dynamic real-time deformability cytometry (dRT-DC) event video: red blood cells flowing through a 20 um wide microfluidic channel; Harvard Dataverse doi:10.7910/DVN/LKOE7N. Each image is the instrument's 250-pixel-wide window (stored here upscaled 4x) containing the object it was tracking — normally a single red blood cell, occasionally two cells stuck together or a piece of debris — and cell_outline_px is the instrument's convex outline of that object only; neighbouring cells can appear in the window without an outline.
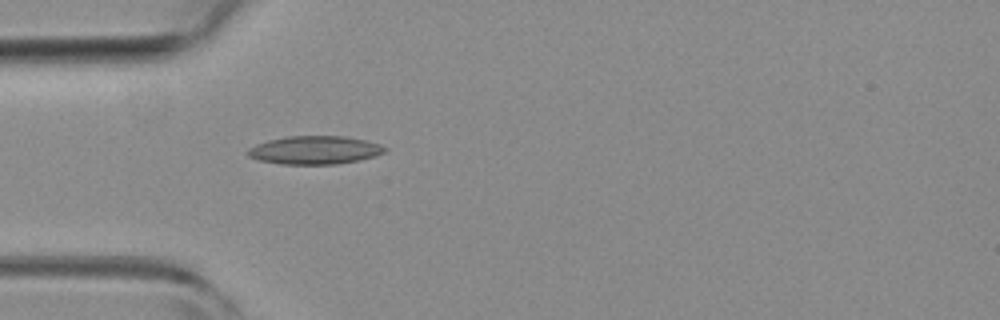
{"species": "common noctule bat (a hibernating species)", "species_latin": "Nyctalus noctula", "temperature_condition": "room temperature", "stored_images_in_passage": 1, "camera_frame_rate_fps": 3000, "um_per_image_px": 0.085, "animal": {"sex": "female", "body_mass_g": 19.3, "forearm_length_mm": 54.1}, "frame": {"image": 1, "passage_image": 1, "time_ms": 0.0, "image_size_px": [1000, 320], "cell_outline_px": [[388, 148], [384, 152], [376, 156], [336, 164], [280, 164], [260, 160], [248, 156], [248, 148], [256, 144], [268, 140], [288, 136], [344, 136], [364, 140], [380, 144]], "centroid_in_image_um": [26.75, 12.75], "position_along_channel_um": 58.3, "area_um2": 22.43}}